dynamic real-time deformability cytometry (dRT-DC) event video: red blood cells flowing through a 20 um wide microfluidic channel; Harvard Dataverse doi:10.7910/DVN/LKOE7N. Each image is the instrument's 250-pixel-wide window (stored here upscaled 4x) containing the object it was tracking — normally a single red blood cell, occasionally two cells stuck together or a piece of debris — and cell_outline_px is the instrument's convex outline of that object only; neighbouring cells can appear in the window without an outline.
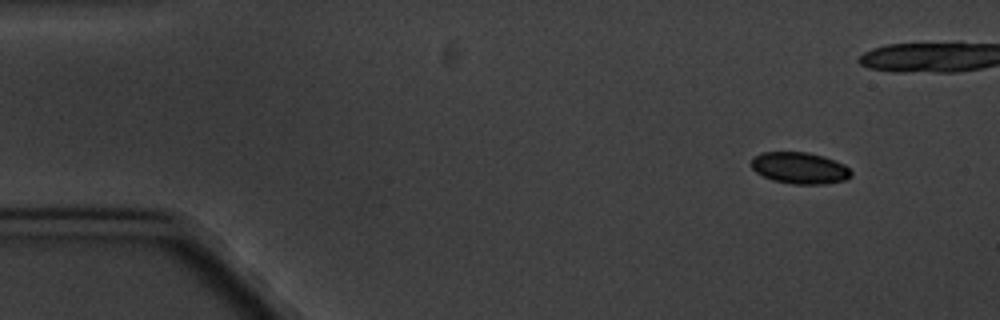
{"species": "common noctule bat (a hibernating species)", "species_latin": "Nyctalus noctula", "temperature_condition": "cold", "stored_images_in_passage": 8, "camera_frame_rate_fps": 3000, "um_per_image_px": 0.085, "animal": {"sex": "male", "body_mass_g": 20.1, "forearm_length_mm": 53.5}, "frame": {"image": 1, "passage_image": 1, "time_ms": 0.0, "image_size_px": [1000, 320], "cell_outline_px": [[852, 176], [844, 180], [824, 184], [792, 184], [772, 180], [756, 172], [752, 168], [752, 160], [756, 156], [764, 152], [808, 152], [824, 156], [844, 164], [852, 172]], "centroid_in_image_um": [68.0, 14.28], "position_along_channel_um": 17.0, "area_um2": 18.26}}